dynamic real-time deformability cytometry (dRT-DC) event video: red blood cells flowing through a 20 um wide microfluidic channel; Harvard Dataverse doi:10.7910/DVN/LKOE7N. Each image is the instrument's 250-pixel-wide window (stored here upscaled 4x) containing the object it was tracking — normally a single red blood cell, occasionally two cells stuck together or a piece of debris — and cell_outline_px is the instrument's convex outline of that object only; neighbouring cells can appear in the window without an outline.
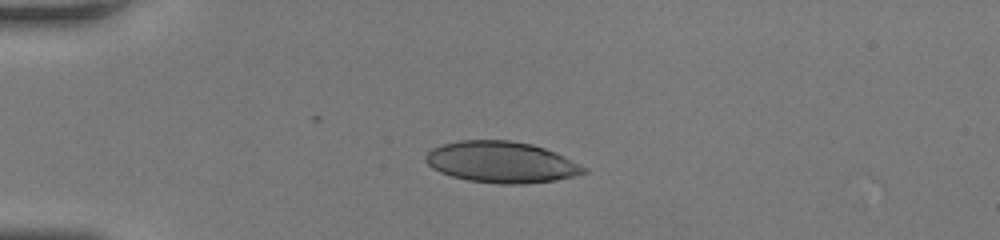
{"species": "human", "species_latin": "Homo sapiens", "temperature_condition": "room temperature", "stored_images_in_passage": 35, "camera_frame_rate_fps": 3000, "um_per_image_px": 0.085, "donor": {"sex": "female"}, "frame": {"image": 1, "passage_image": 4, "time_ms": 1.0, "image_size_px": [1000, 240], "cell_outline_px": [[588, 172], [556, 180], [524, 184], [500, 184], [468, 180], [452, 176], [440, 172], [432, 168], [424, 160], [424, 156], [432, 148], [444, 144], [460, 140], [508, 140], [532, 144], [556, 152], [588, 168]], "centroid_in_image_um": [42.62, 13.78], "position_along_channel_um": 42.4, "area_um2": 38.03}}
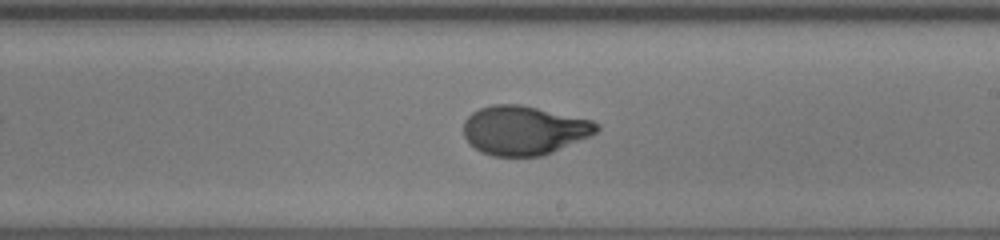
{"frame": {"image": 2, "passage_image": 21, "time_ms": 6.667, "image_size_px": [1000, 240], "cell_outline_px": [[600, 128], [592, 136], [552, 152], [540, 156], [492, 156], [480, 152], [464, 136], [464, 120], [472, 112], [480, 108], [492, 104], [520, 104], [592, 120], [600, 124]], "centroid_in_image_um": [44.56, 11.07], "position_along_channel_um": 244.4, "area_um2": 38.09}}
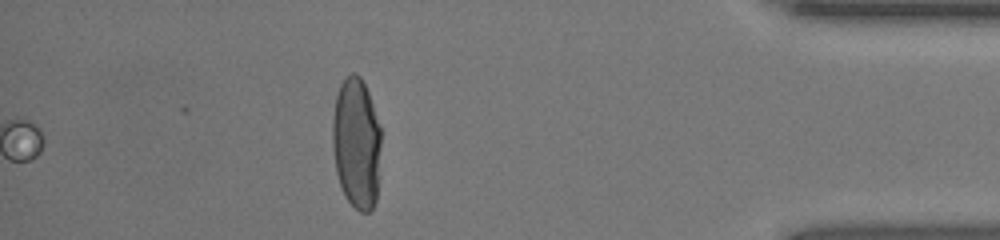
{"frame": {"image": 3, "passage_image": 35, "time_ms": 11.333, "image_size_px": [1000, 240], "cell_outline_px": [[380, 148], [376, 200], [372, 208], [368, 212], [360, 212], [344, 196], [336, 172], [332, 144], [332, 120], [336, 96], [340, 84], [352, 72], [356, 72], [360, 76], [368, 92], [380, 128]], "centroid_in_image_um": [30.28, 12.17], "position_along_channel_um": 404.9, "area_um2": 36.93}, "authors_computed_cell_mechanics": {"area_um2": 37.8012, "velocity_mm_per_s": 4.2621, "shape_relaxation_time_tau1_ms": 4.5585, "shape_relaxation_time_tau2_ms": null, "deformation_change_tau1": 0.2402, "deformation_change_tau2": null}}